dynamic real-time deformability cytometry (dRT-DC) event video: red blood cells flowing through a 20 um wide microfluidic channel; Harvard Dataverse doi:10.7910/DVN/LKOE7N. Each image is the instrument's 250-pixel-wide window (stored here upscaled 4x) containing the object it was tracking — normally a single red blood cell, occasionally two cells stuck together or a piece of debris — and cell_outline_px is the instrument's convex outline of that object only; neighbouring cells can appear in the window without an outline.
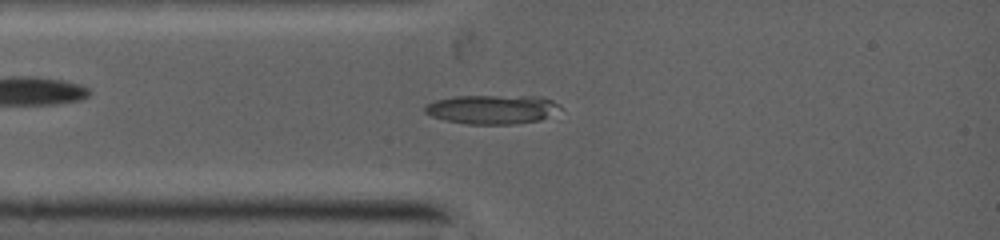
{"species": "common noctule bat (a hibernating species)", "species_latin": "Nyctalus noctula", "temperature_condition": "warm", "stored_images_in_passage": 92, "camera_frame_rate_fps": 5000, "um_per_image_px": 0.085, "animal": {"sex": "female", "body_mass_g": 19.0, "forearm_length_mm": 53.3}, "frame": {"image": 1, "passage_image": 17, "time_ms": 2.0, "image_size_px": [1000, 240], "cell_outline_px": [[560, 108], [540, 120], [512, 124], [468, 124], [444, 120], [432, 116], [424, 112], [424, 108], [428, 104], [436, 100], [456, 96], [536, 96], [552, 100]], "centroid_in_image_um": [41.78, 9.29], "position_along_channel_um": 43.2, "area_um2": 22.6}}
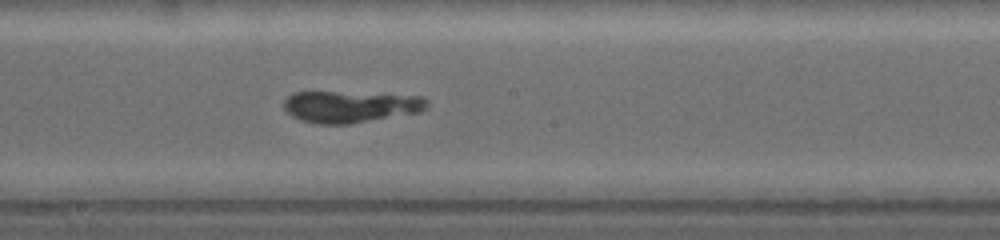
{"frame": {"image": 2, "passage_image": 45, "time_ms": 6.0, "image_size_px": [1000, 240], "cell_outline_px": [[428, 104], [420, 112], [344, 124], [320, 124], [304, 120], [292, 116], [284, 108], [284, 100], [292, 92], [332, 92], [420, 96]], "centroid_in_image_um": [29.72, 9.06], "position_along_channel_um": 218.5, "area_um2": 25.66}}
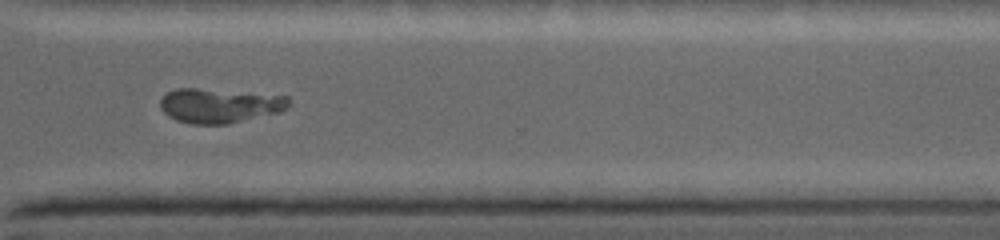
{"frame": {"image": 3, "passage_image": 60, "time_ms": 9.0, "image_size_px": [1000, 240], "cell_outline_px": [[288, 104], [280, 112], [228, 124], [192, 124], [176, 120], [164, 112], [160, 104], [160, 100], [168, 92], [176, 88], [196, 88], [288, 96]], "centroid_in_image_um": [18.64, 8.98], "position_along_channel_um": 352.0, "area_um2": 25.49}}